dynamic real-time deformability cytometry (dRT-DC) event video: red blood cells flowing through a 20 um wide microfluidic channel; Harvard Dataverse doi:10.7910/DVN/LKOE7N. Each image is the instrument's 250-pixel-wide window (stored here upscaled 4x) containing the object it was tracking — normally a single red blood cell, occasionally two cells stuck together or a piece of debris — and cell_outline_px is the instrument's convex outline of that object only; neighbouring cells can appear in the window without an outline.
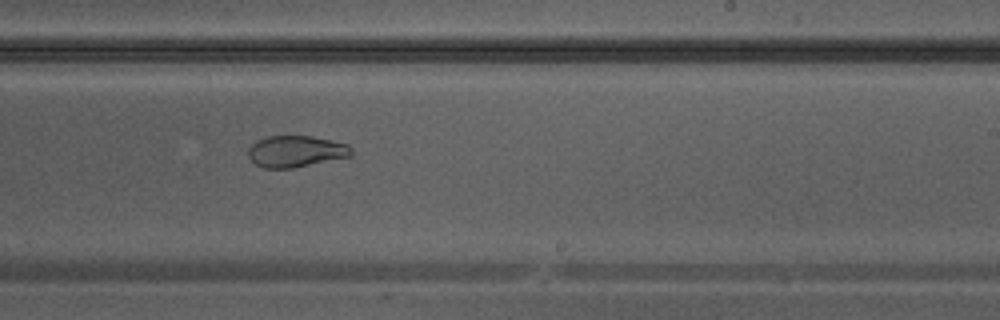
{"species": "Egyptian fruit bat (a non-hibernating species)", "species_latin": "Rousettus aegyptiacus", "temperature_condition": "warm", "stored_images_in_passage": 30, "camera_frame_rate_fps": 3000, "um_per_image_px": 0.085, "animal": {"sex": "male"}, "frame": {"image": 1, "passage_image": 18, "time_ms": 5.667, "image_size_px": [1000, 320], "cell_outline_px": [[352, 156], [292, 168], [264, 168], [256, 164], [248, 156], [248, 148], [256, 140], [268, 136], [312, 136], [348, 144], [352, 148]], "centroid_in_image_um": [25.15, 12.86], "position_along_channel_um": 263.9, "area_um2": 18.9}}